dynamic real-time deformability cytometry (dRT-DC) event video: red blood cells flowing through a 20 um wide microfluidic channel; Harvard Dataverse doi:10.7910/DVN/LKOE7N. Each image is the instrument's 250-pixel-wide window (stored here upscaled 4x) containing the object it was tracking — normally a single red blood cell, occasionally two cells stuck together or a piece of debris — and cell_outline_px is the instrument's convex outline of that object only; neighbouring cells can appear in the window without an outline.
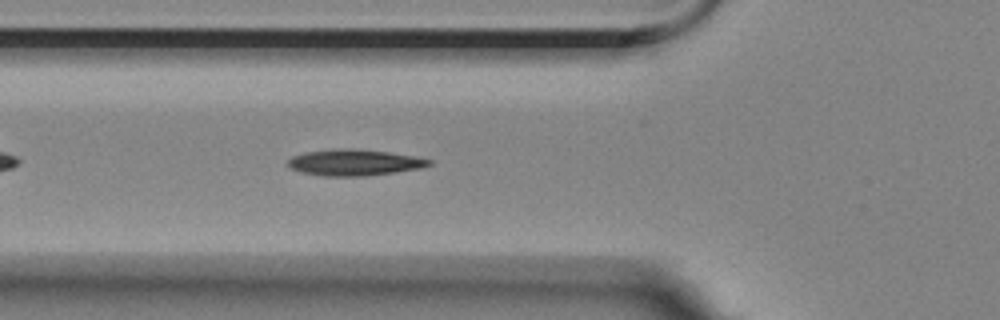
{"species": "Egyptian fruit bat (a non-hibernating species)", "species_latin": "Rousettus aegyptiacus", "temperature_condition": "room temperature", "stored_images_in_passage": 41, "camera_frame_rate_fps": 3000, "um_per_image_px": 0.085, "animal": {"sex": "female"}, "frame": {"image": 1, "passage_image": 7, "time_ms": 2.0, "image_size_px": [1000, 320], "cell_outline_px": [[432, 164], [420, 168], [364, 176], [324, 176], [300, 172], [292, 168], [288, 164], [288, 160], [292, 156], [304, 152], [340, 148], [352, 148], [388, 152], [412, 156], [432, 160]], "centroid_in_image_um": [30.08, 13.81], "position_along_channel_um": 95.7, "area_um2": 21.33}}
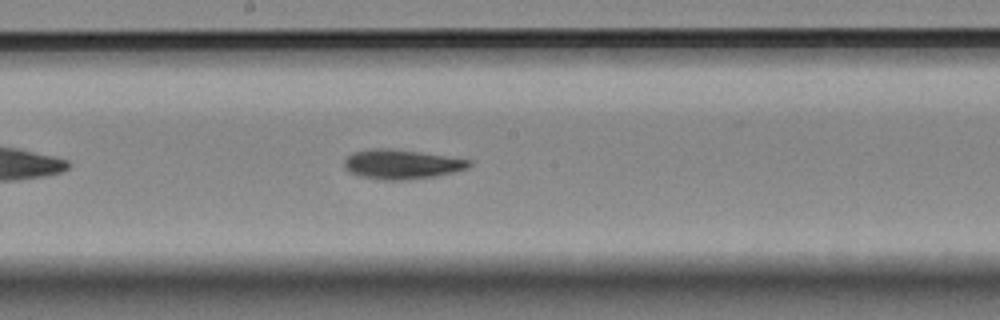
{"frame": {"image": 2, "passage_image": 17, "time_ms": 5.333, "image_size_px": [1000, 320], "cell_outline_px": [[472, 164], [468, 168], [436, 176], [404, 180], [380, 180], [360, 176], [348, 172], [344, 168], [344, 160], [352, 152], [368, 148], [388, 148], [472, 160]], "centroid_in_image_um": [34.08, 13.97], "position_along_channel_um": 214.1, "area_um2": 21.44}}
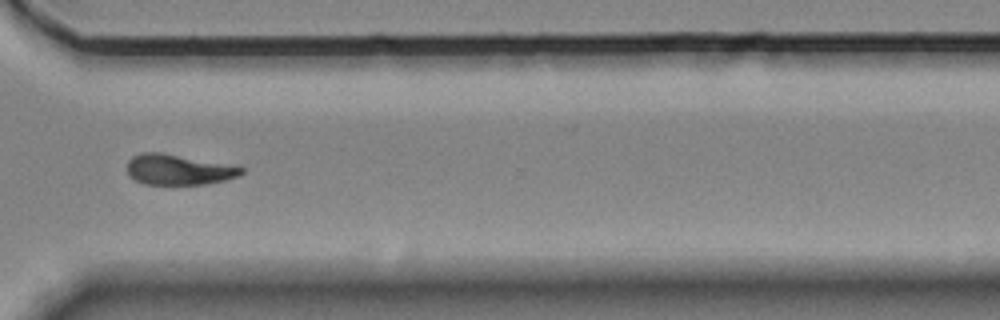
{"frame": {"image": 3, "passage_image": 29, "time_ms": 9.333, "image_size_px": [1000, 320], "cell_outline_px": [[244, 172], [240, 176], [208, 184], [144, 184], [128, 176], [128, 160], [132, 156], [140, 152], [160, 152], [244, 168]], "centroid_in_image_um": [15.12, 14.42], "position_along_channel_um": 355.5, "area_um2": 20.0}}